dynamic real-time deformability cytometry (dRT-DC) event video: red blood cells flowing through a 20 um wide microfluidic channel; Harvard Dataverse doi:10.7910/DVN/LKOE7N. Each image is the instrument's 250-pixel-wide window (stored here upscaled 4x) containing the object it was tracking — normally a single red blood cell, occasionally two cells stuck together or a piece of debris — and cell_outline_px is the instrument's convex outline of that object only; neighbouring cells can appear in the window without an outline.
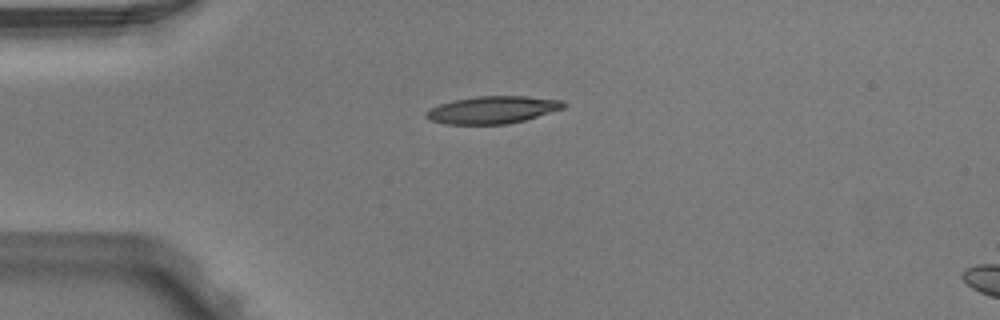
{"species": "Egyptian fruit bat (a non-hibernating species)", "species_latin": "Rousettus aegyptiacus", "temperature_condition": "warm", "stored_images_in_passage": 2, "camera_frame_rate_fps": 3000, "um_per_image_px": 0.085, "animal": {"sex": "male"}, "frame": {"image": 1, "passage_image": 1, "time_ms": 0.0, "image_size_px": [1000, 320], "cell_outline_px": [[568, 104], [564, 108], [524, 120], [508, 124], [448, 124], [432, 120], [424, 116], [424, 112], [428, 108], [452, 100], [476, 96], [524, 96], [564, 100]], "centroid_in_image_um": [41.86, 9.32], "position_along_channel_um": 43.1, "area_um2": 22.02}}